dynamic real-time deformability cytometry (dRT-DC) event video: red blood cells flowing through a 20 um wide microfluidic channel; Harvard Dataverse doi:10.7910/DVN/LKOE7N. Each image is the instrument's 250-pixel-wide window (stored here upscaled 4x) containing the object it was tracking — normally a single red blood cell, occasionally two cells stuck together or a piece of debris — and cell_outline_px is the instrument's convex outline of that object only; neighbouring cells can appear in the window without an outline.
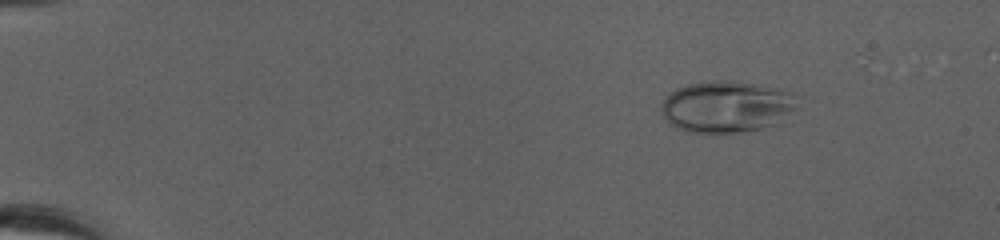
{"species": "human", "species_latin": "Homo sapiens", "temperature_condition": "cold", "stored_images_in_passage": 53, "camera_frame_rate_fps": 3000, "um_per_image_px": 0.085, "donor": {"sex": "female"}, "frame": {"image": 1, "passage_image": 8, "time_ms": 2.333, "image_size_px": [1000, 240], "cell_outline_px": [[796, 108], [780, 124], [740, 132], [688, 132], [676, 128], [664, 116], [660, 108], [660, 104], [664, 96], [676, 88], [688, 84], [704, 80], [736, 80], [776, 88], [792, 92]], "centroid_in_image_um": [61.73, 9.05], "position_along_channel_um": 23.3, "area_um2": 41.21}}
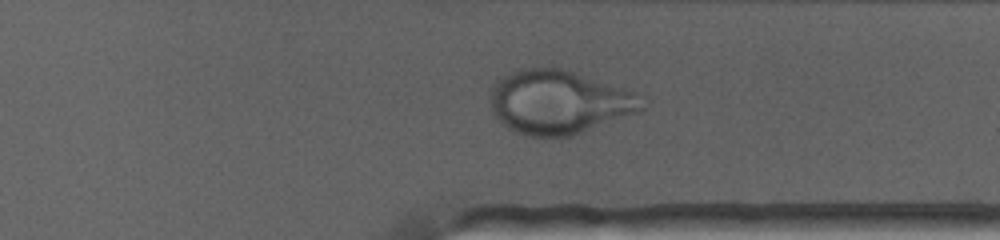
{"frame": {"image": 2, "passage_image": 42, "time_ms": 13.667, "image_size_px": [1000, 240], "cell_outline_px": [[644, 108], [640, 112], [572, 136], [528, 136], [512, 132], [492, 112], [488, 100], [488, 96], [492, 84], [496, 80], [512, 72], [532, 68], [560, 68], [624, 88], [636, 92], [644, 96]], "centroid_in_image_um": [47.51, 8.7], "position_along_channel_um": 363.9, "area_um2": 56.59}}
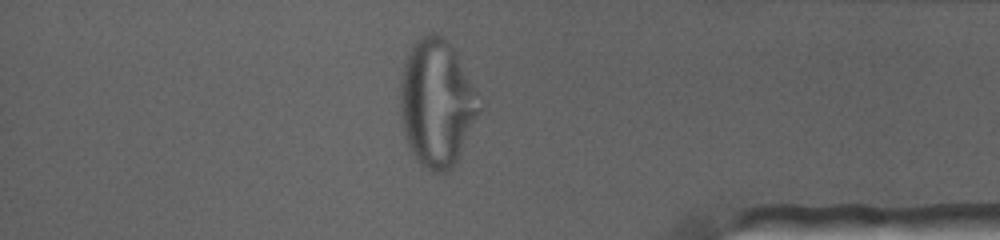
{"frame": {"image": 3, "passage_image": 46, "time_ms": 15.0, "image_size_px": [1000, 240], "cell_outline_px": [[480, 108], [456, 164], [448, 172], [432, 172], [420, 164], [416, 160], [404, 136], [400, 116], [400, 80], [404, 60], [420, 36], [428, 32], [436, 32], [444, 36], [452, 48], [472, 88]], "centroid_in_image_um": [37.05, 8.79], "position_along_channel_um": 398.2, "area_um2": 57.63}}